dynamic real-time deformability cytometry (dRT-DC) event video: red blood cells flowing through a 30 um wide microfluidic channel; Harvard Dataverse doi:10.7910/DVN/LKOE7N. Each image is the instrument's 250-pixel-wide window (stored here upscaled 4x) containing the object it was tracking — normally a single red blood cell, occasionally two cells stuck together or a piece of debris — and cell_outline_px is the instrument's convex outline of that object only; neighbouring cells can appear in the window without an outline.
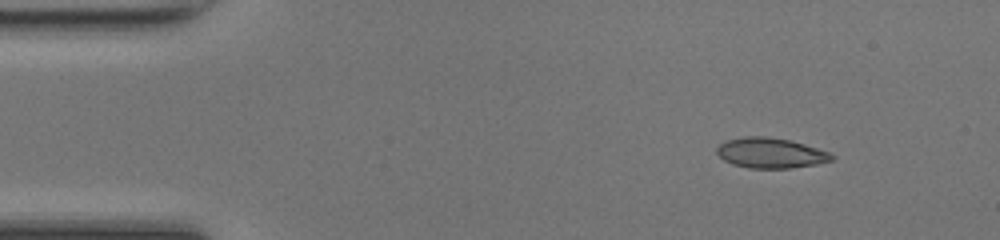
{"species": "common noctule bat (a hibernating species)", "species_latin": "Nyctalus noctula", "temperature_condition": "room temperature", "stored_images_in_passage": 43, "camera_frame_rate_fps": 3000, "um_per_image_px": 0.085, "animal": {"sex": "female", "body_mass_g": 17.0, "forearm_length_mm": 48.0}, "frame": {"image": 1, "passage_image": 1, "time_ms": 0.0, "image_size_px": [1000, 240], "cell_outline_px": [[836, 156], [832, 160], [816, 164], [792, 168], [748, 168], [732, 164], [724, 160], [716, 152], [716, 148], [724, 140], [744, 136], [768, 136], [788, 140], [804, 144], [828, 152]], "centroid_in_image_um": [65.47, 13.0], "position_along_channel_um": 19.5, "area_um2": 20.29}}
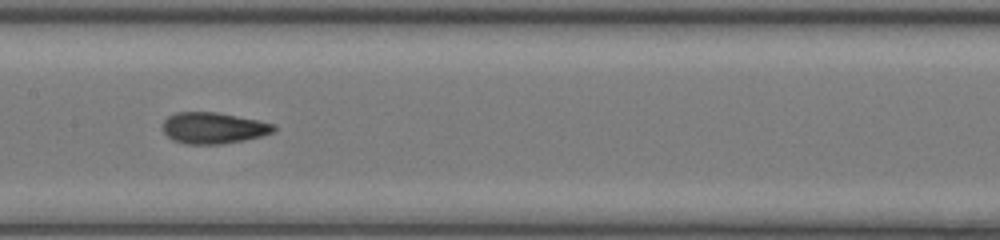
{"frame": {"image": 2, "passage_image": 19, "time_ms": 6.0, "image_size_px": [1000, 240], "cell_outline_px": [[276, 132], [244, 140], [220, 144], [184, 144], [172, 140], [164, 132], [164, 120], [168, 116], [176, 112], [216, 112], [276, 124]], "centroid_in_image_um": [18.15, 10.88], "position_along_channel_um": 189.3, "area_um2": 20.17}}
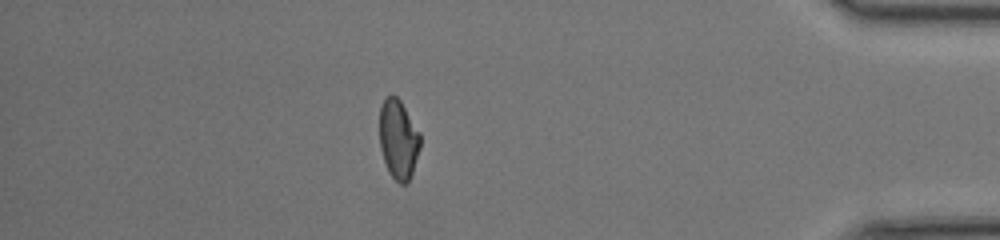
{"frame": {"image": 3, "passage_image": 37, "time_ms": 12.0, "image_size_px": [1000, 240], "cell_outline_px": [[420, 148], [408, 184], [400, 184], [388, 172], [380, 148], [380, 108], [384, 96], [396, 96], [400, 100], [420, 132]], "centroid_in_image_um": [33.86, 11.84], "position_along_channel_um": 401.3, "area_um2": 18.84}, "authors_computed_cell_mechanics": {"area_um2": 19.7098, "velocity_mm_per_s": 4.2935, "shape_relaxation_time_tau1_ms": null, "shape_relaxation_time_tau2_ms": 1.3334, "deformation_change_tau1": null, "deformation_change_tau2": 0.0655}}